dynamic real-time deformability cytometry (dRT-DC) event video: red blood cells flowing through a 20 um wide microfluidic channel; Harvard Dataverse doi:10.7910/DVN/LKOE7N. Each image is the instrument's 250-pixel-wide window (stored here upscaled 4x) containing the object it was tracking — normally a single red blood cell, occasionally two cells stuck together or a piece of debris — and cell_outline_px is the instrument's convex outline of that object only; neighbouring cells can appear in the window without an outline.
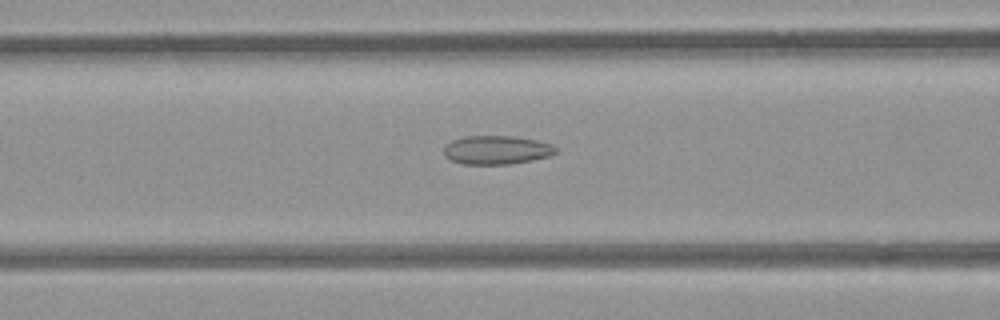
{"species": "common noctule bat (a hibernating species)", "species_latin": "Nyctalus noctula", "temperature_condition": "room temperature", "stored_images_in_passage": 40, "camera_frame_rate_fps": 3000, "um_per_image_px": 0.085, "animal": {"sex": "female", "body_mass_g": 21.9}, "frame": {"image": 1, "passage_image": 8, "time_ms": 2.333, "image_size_px": [1000, 320], "cell_outline_px": [[556, 152], [548, 156], [512, 164], [464, 164], [452, 160], [444, 156], [444, 148], [452, 140], [464, 136], [512, 136], [536, 140], [552, 144], [556, 148]], "centroid_in_image_um": [42.2, 12.74], "position_along_channel_um": 124.4, "area_um2": 18.55}}
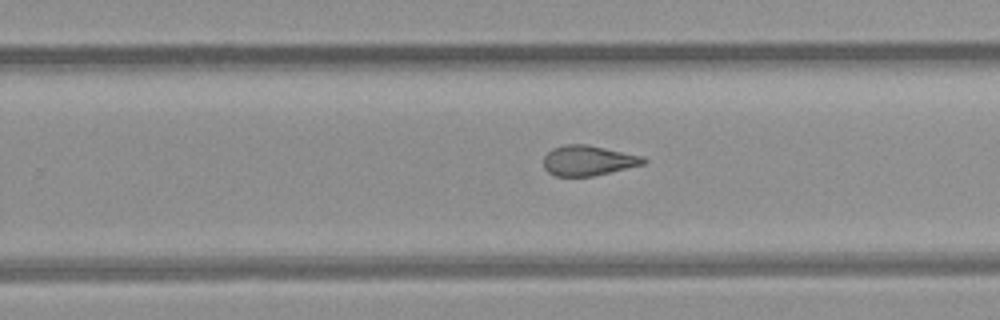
{"frame": {"image": 2, "passage_image": 20, "time_ms": 6.333, "image_size_px": [1000, 320], "cell_outline_px": [[648, 160], [644, 164], [592, 176], [556, 176], [548, 172], [544, 168], [544, 156], [552, 148], [564, 144], [588, 144], [644, 156]], "centroid_in_image_um": [50.0, 13.63], "position_along_channel_um": 279.8, "area_um2": 17.63}}
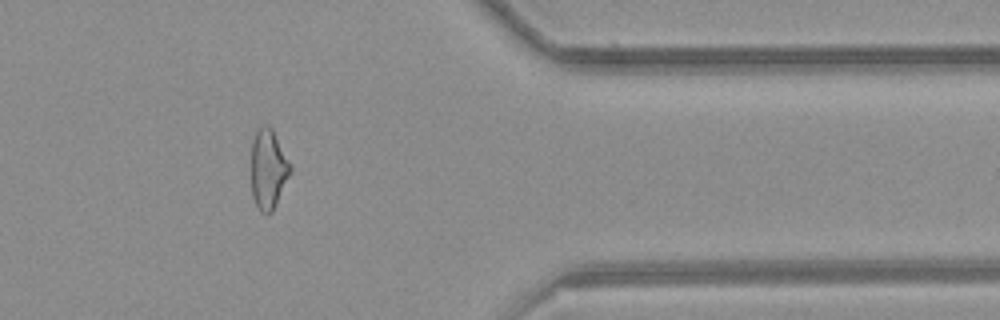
{"frame": {"image": 3, "passage_image": 30, "time_ms": 9.667, "image_size_px": [1000, 320], "cell_outline_px": [[292, 172], [272, 212], [260, 212], [252, 196], [252, 140], [256, 128], [264, 124], [268, 124], [272, 128], [292, 164]], "centroid_in_image_um": [22.82, 14.32], "position_along_channel_um": 388.6, "area_um2": 18.44}, "authors_computed_cell_mechanics": {"area_um2": 18.4382, "velocity_mm_per_s": 3.8932, "shape_relaxation_time_tau1_ms": null, "shape_relaxation_time_tau2_ms": 2.4701, "deformation_change_tau1": null, "deformation_change_tau2": 0.1086}}